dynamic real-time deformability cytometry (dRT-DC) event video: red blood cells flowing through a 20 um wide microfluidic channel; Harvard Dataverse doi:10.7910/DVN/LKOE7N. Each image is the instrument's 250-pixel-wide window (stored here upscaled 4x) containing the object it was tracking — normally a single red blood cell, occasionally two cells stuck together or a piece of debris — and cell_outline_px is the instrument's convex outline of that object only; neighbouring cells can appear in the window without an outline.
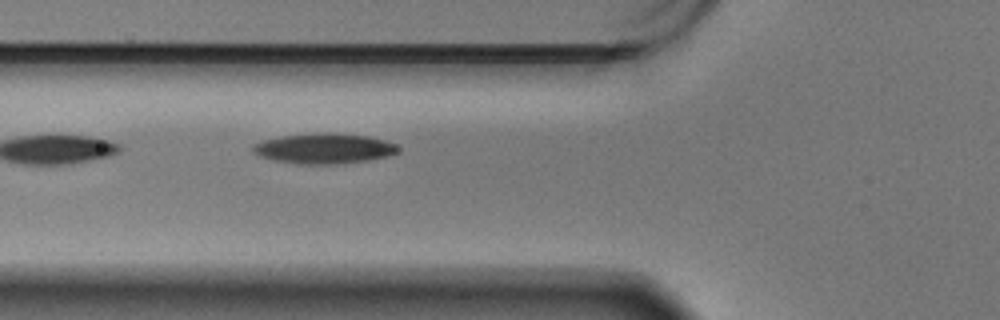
{"species": "Egyptian fruit bat (a non-hibernating species)", "species_latin": "Rousettus aegyptiacus", "temperature_condition": "warm", "stored_images_in_passage": 17, "camera_frame_rate_fps": 3000, "um_per_image_px": 0.085, "animal": {"sex": "male"}, "frame": {"image": 1, "passage_image": 3, "time_ms": 0.667, "image_size_px": [1000, 320], "cell_outline_px": [[400, 148], [396, 152], [388, 156], [368, 160], [336, 164], [296, 164], [272, 160], [256, 156], [252, 152], [252, 144], [264, 140], [280, 136], [368, 136], [384, 140], [396, 144]], "centroid_in_image_um": [27.48, 12.69], "position_along_channel_um": 98.3, "area_um2": 24.51}}